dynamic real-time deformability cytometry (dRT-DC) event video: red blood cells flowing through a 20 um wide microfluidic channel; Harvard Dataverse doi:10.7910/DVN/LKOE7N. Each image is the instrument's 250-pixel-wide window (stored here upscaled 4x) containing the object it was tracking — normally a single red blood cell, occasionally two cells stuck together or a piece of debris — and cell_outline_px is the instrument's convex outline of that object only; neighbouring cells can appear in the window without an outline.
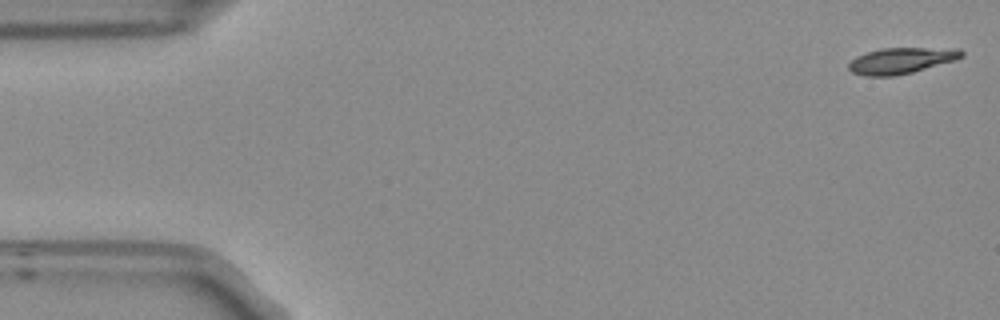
{"species": "Egyptian fruit bat (a non-hibernating species)", "species_latin": "Rousettus aegyptiacus", "temperature_condition": "room temperature", "stored_images_in_passage": 53, "camera_frame_rate_fps": 3000, "um_per_image_px": 0.085, "frame": {"image": 1, "passage_image": 1, "time_ms": 0.0, "image_size_px": [1000, 320], "cell_outline_px": [[964, 56], [956, 60], [912, 72], [892, 76], [864, 76], [852, 72], [848, 68], [848, 64], [856, 56], [880, 48], [960, 48], [964, 52]], "centroid_in_image_um": [76.63, 5.14], "position_along_channel_um": 8.4, "area_um2": 17.17}}
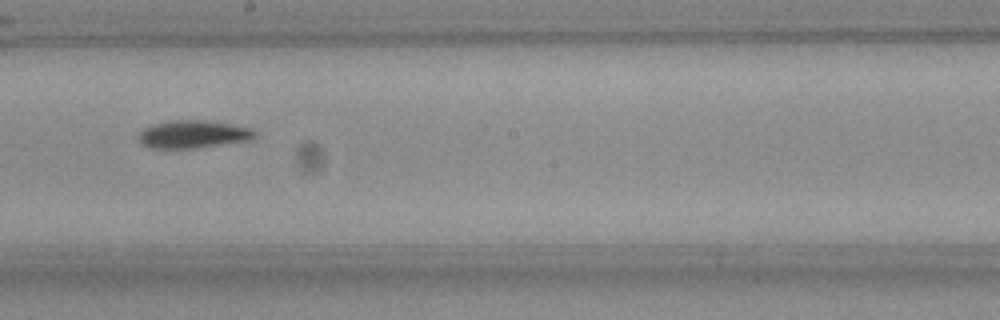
{"frame": {"image": 2, "passage_image": 29, "time_ms": 9.333, "image_size_px": [1000, 320], "cell_outline_px": [[256, 136], [248, 140], [196, 148], [148, 148], [140, 144], [136, 136], [148, 124], [168, 120], [204, 120], [252, 128], [256, 132]], "centroid_in_image_um": [16.31, 11.4], "position_along_channel_um": 231.9, "area_um2": 19.02}}
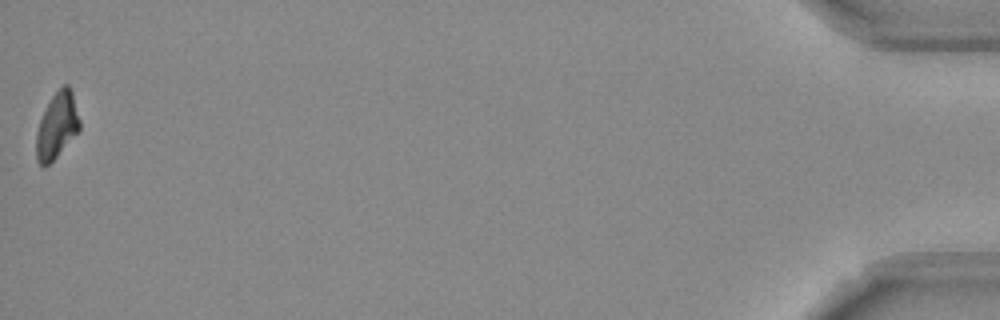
{"frame": {"image": 3, "passage_image": 53, "time_ms": 17.333, "image_size_px": [1000, 320], "cell_outline_px": [[80, 132], [44, 168], [36, 160], [36, 132], [40, 120], [52, 96], [64, 84], [68, 84], [72, 92], [80, 120]], "centroid_in_image_um": [4.85, 10.7], "position_along_channel_um": 430.3, "area_um2": 16.59}, "authors_computed_cell_mechanics": {"area_um2": 17.7446, "velocity_mm_per_s": 3.7647, "shape_relaxation_time_tau1_ms": 10.3105, "shape_relaxation_time_tau2_ms": null, "deformation_change_tau1": 0.2267, "deformation_change_tau2": null}}